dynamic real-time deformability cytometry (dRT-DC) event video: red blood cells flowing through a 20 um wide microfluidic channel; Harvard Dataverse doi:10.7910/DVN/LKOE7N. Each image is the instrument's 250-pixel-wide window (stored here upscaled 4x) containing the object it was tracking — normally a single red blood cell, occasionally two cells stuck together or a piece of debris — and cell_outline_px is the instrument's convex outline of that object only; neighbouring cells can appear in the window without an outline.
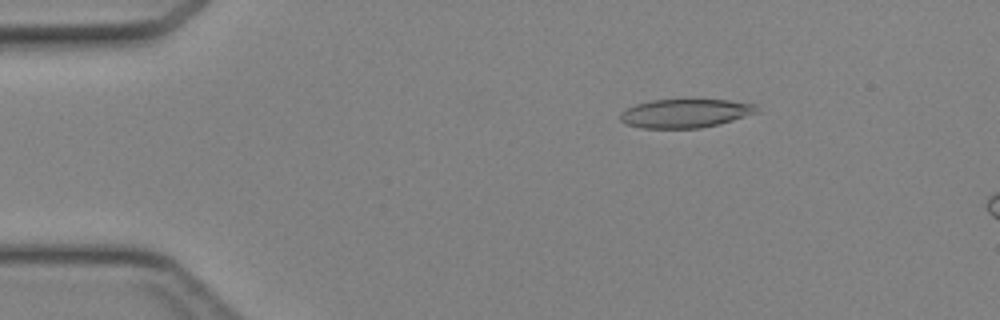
{"species": "Egyptian fruit bat (a non-hibernating species)", "species_latin": "Rousettus aegyptiacus", "temperature_condition": "cold", "stored_images_in_passage": 8, "camera_frame_rate_fps": 3000, "um_per_image_px": 0.085, "animal": {"sex": "female"}, "frame": {"image": 1, "passage_image": 3, "time_ms": 0.667, "image_size_px": [1000, 320], "cell_outline_px": [[756, 112], [732, 120], [700, 128], [640, 128], [624, 124], [620, 120], [620, 112], [636, 104], [652, 100], [728, 100], [756, 104]], "centroid_in_image_um": [58.17, 9.64], "position_along_channel_um": 26.8, "area_um2": 22.54}}